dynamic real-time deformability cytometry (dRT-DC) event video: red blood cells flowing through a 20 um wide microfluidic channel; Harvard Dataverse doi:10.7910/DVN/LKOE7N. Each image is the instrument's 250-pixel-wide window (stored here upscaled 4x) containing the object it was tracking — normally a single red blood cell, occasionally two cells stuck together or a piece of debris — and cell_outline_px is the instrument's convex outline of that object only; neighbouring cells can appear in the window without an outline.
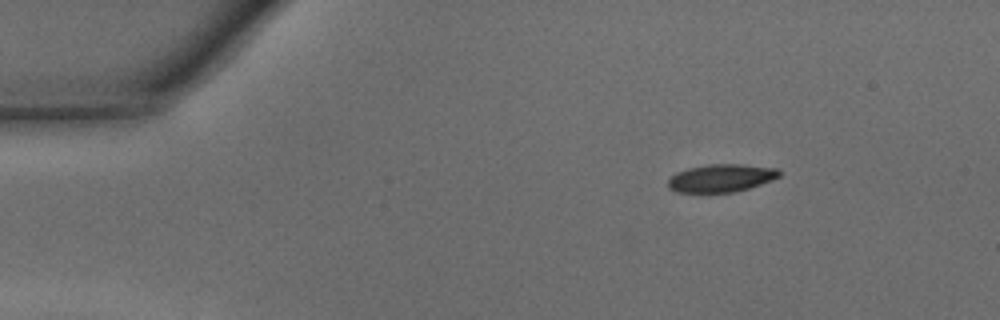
{"species": "common noctule bat (a hibernating species)", "species_latin": "Nyctalus noctula", "temperature_condition": "warm", "stored_images_in_passage": 26, "camera_frame_rate_fps": 3000, "um_per_image_px": 0.085, "animal": {"sex": "male", "body_mass_g": 15.6}, "frame": {"image": 1, "passage_image": 1, "time_ms": 0.0, "image_size_px": [1000, 320], "cell_outline_px": [[780, 176], [772, 180], [748, 188], [732, 192], [676, 192], [668, 188], [668, 180], [676, 172], [688, 168], [708, 164], [744, 164], [776, 168], [780, 172]], "centroid_in_image_um": [61.28, 15.13], "position_along_channel_um": 23.7, "area_um2": 17.98}}
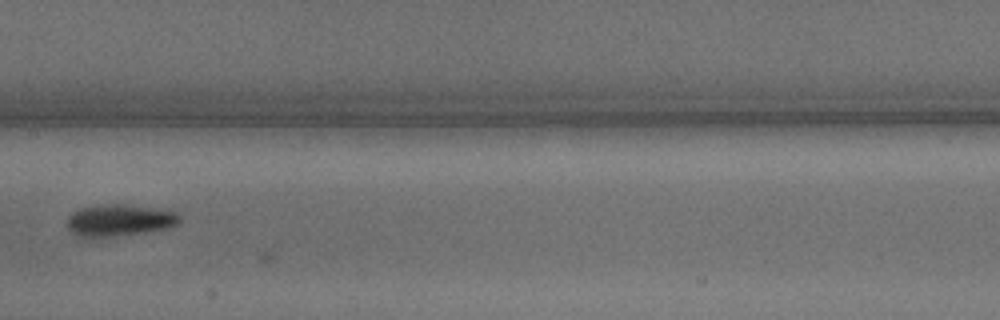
{"frame": {"image": 2, "passage_image": 18, "time_ms": 5.667, "image_size_px": [1000, 320], "cell_outline_px": [[180, 220], [176, 224], [164, 228], [144, 232], [88, 240], [76, 236], [68, 232], [68, 216], [72, 212], [80, 208], [100, 204], [124, 204], [152, 208], [176, 212], [180, 216]], "centroid_in_image_um": [10.03, 18.75], "position_along_channel_um": 197.4, "area_um2": 21.15}}
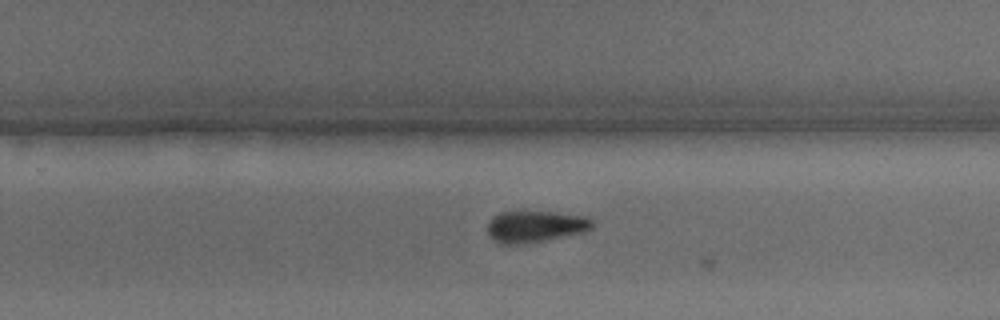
{"frame": {"image": 3, "passage_image": 24, "time_ms": 7.667, "image_size_px": [1000, 320], "cell_outline_px": [[592, 228], [584, 232], [548, 240], [524, 244], [500, 244], [492, 240], [488, 236], [488, 224], [500, 212], [556, 212], [584, 216], [592, 220]], "centroid_in_image_um": [45.5, 19.27], "position_along_channel_um": 284.3, "area_um2": 19.25}}